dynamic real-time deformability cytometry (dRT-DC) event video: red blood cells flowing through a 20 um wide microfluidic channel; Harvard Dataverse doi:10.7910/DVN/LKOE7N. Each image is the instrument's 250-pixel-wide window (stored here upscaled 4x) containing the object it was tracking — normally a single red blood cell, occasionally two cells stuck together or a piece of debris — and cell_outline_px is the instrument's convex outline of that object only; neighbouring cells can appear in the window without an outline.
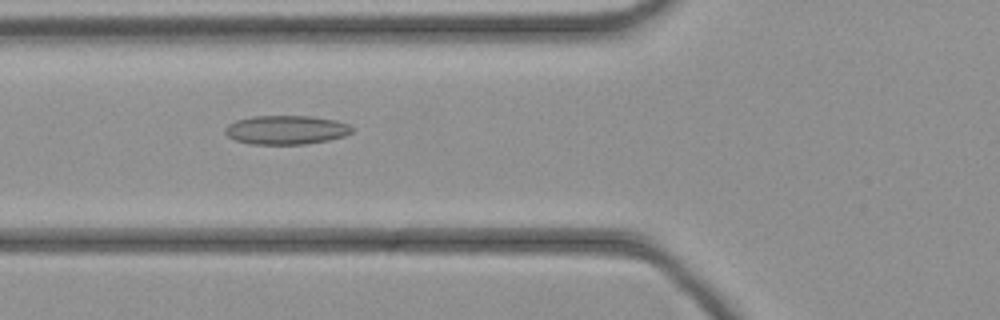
{"species": "common noctule bat (a hibernating species)", "species_latin": "Nyctalus noctula", "temperature_condition": "cold", "stored_images_in_passage": 43, "camera_frame_rate_fps": 3000, "um_per_image_px": 0.085, "animal": {"sex": "female", "body_mass_g": 21.9}, "frame": {"image": 1, "passage_image": 15, "time_ms": 4.667, "image_size_px": [1000, 320], "cell_outline_px": [[352, 132], [344, 136], [328, 140], [304, 144], [252, 144], [236, 140], [228, 136], [224, 132], [224, 128], [228, 124], [236, 120], [252, 116], [312, 116], [336, 120], [348, 124], [352, 128]], "centroid_in_image_um": [24.31, 11.03], "position_along_channel_um": 101.5, "area_um2": 21.39}}
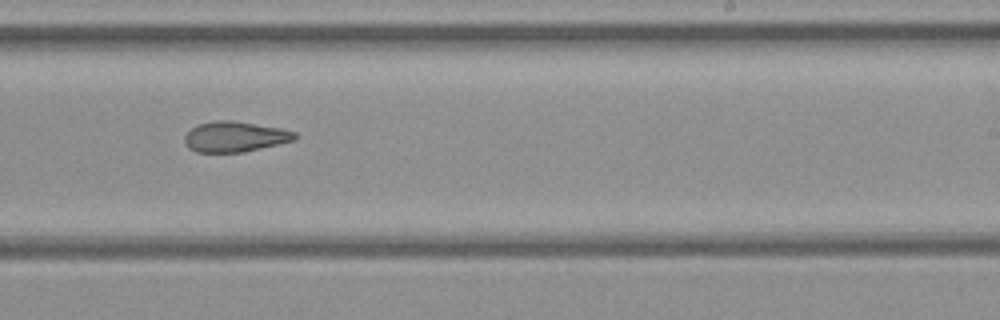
{"frame": {"image": 2, "passage_image": 26, "time_ms": 8.333, "image_size_px": [1000, 320], "cell_outline_px": [[296, 140], [244, 152], [196, 152], [188, 148], [184, 140], [184, 136], [196, 124], [216, 120], [232, 120], [280, 128], [296, 132]], "centroid_in_image_um": [19.95, 11.62], "position_along_channel_um": 269.0, "area_um2": 19.59}}
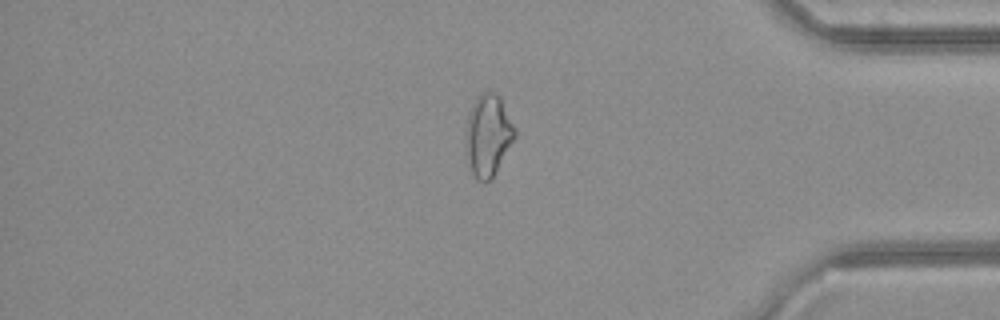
{"frame": {"image": 3, "passage_image": 36, "time_ms": 11.667, "image_size_px": [1000, 320], "cell_outline_px": [[516, 136], [492, 180], [484, 184], [476, 180], [472, 172], [468, 160], [464, 144], [468, 112], [476, 96], [480, 92], [496, 92], [500, 96], [516, 128]], "centroid_in_image_um": [41.48, 11.51], "position_along_channel_um": 393.7, "area_um2": 23.99}}